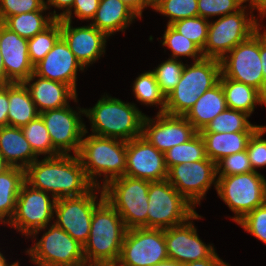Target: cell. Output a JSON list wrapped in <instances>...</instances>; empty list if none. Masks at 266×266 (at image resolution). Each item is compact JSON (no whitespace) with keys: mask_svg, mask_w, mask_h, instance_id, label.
I'll return each instance as SVG.
<instances>
[{"mask_svg":"<svg viewBox=\"0 0 266 266\" xmlns=\"http://www.w3.org/2000/svg\"><path fill=\"white\" fill-rule=\"evenodd\" d=\"M220 60L202 58L194 61L191 67L184 65L180 81L166 96L165 113L185 116L195 102L220 79Z\"/></svg>","mask_w":266,"mask_h":266,"instance_id":"5","label":"cell"},{"mask_svg":"<svg viewBox=\"0 0 266 266\" xmlns=\"http://www.w3.org/2000/svg\"><path fill=\"white\" fill-rule=\"evenodd\" d=\"M164 154L167 169L174 165L193 163L207 158L205 143L199 132L187 142L175 145Z\"/></svg>","mask_w":266,"mask_h":266,"instance_id":"33","label":"cell"},{"mask_svg":"<svg viewBox=\"0 0 266 266\" xmlns=\"http://www.w3.org/2000/svg\"><path fill=\"white\" fill-rule=\"evenodd\" d=\"M38 78L31 85L30 81H24L23 84L27 87L37 110L39 107V113L65 107L69 105V99L77 102V93L69 85L42 77Z\"/></svg>","mask_w":266,"mask_h":266,"instance_id":"23","label":"cell"},{"mask_svg":"<svg viewBox=\"0 0 266 266\" xmlns=\"http://www.w3.org/2000/svg\"><path fill=\"white\" fill-rule=\"evenodd\" d=\"M100 0H74V14L79 19H93L99 7Z\"/></svg>","mask_w":266,"mask_h":266,"instance_id":"46","label":"cell"},{"mask_svg":"<svg viewBox=\"0 0 266 266\" xmlns=\"http://www.w3.org/2000/svg\"><path fill=\"white\" fill-rule=\"evenodd\" d=\"M56 199L47 192L35 189L24 182L21 186L15 213L7 224L19 230L23 235L34 236L38 231L47 228L54 214Z\"/></svg>","mask_w":266,"mask_h":266,"instance_id":"13","label":"cell"},{"mask_svg":"<svg viewBox=\"0 0 266 266\" xmlns=\"http://www.w3.org/2000/svg\"><path fill=\"white\" fill-rule=\"evenodd\" d=\"M99 187H93L88 193L78 197H63L56 199L54 212L58 227L65 230L81 245L88 241L94 209L105 199L103 189L100 191V201L93 192Z\"/></svg>","mask_w":266,"mask_h":266,"instance_id":"14","label":"cell"},{"mask_svg":"<svg viewBox=\"0 0 266 266\" xmlns=\"http://www.w3.org/2000/svg\"><path fill=\"white\" fill-rule=\"evenodd\" d=\"M25 182V169L11 166L0 174V222L12 219L22 184ZM9 217L5 219V217ZM6 221H5V220Z\"/></svg>","mask_w":266,"mask_h":266,"instance_id":"30","label":"cell"},{"mask_svg":"<svg viewBox=\"0 0 266 266\" xmlns=\"http://www.w3.org/2000/svg\"><path fill=\"white\" fill-rule=\"evenodd\" d=\"M243 0H197L198 16L207 19L212 16H225L243 7Z\"/></svg>","mask_w":266,"mask_h":266,"instance_id":"41","label":"cell"},{"mask_svg":"<svg viewBox=\"0 0 266 266\" xmlns=\"http://www.w3.org/2000/svg\"><path fill=\"white\" fill-rule=\"evenodd\" d=\"M71 23V21L61 19V37L85 68L105 53L104 46H106L108 36L91 24L73 28Z\"/></svg>","mask_w":266,"mask_h":266,"instance_id":"22","label":"cell"},{"mask_svg":"<svg viewBox=\"0 0 266 266\" xmlns=\"http://www.w3.org/2000/svg\"><path fill=\"white\" fill-rule=\"evenodd\" d=\"M217 178V193L235 213L236 223L266 203V179L257 171Z\"/></svg>","mask_w":266,"mask_h":266,"instance_id":"8","label":"cell"},{"mask_svg":"<svg viewBox=\"0 0 266 266\" xmlns=\"http://www.w3.org/2000/svg\"><path fill=\"white\" fill-rule=\"evenodd\" d=\"M167 175L164 153L142 136L126 141L125 176L154 182L166 180Z\"/></svg>","mask_w":266,"mask_h":266,"instance_id":"18","label":"cell"},{"mask_svg":"<svg viewBox=\"0 0 266 266\" xmlns=\"http://www.w3.org/2000/svg\"><path fill=\"white\" fill-rule=\"evenodd\" d=\"M9 84L0 85V127L8 126Z\"/></svg>","mask_w":266,"mask_h":266,"instance_id":"48","label":"cell"},{"mask_svg":"<svg viewBox=\"0 0 266 266\" xmlns=\"http://www.w3.org/2000/svg\"><path fill=\"white\" fill-rule=\"evenodd\" d=\"M60 37L61 19H56L44 31L28 39V54L33 66L46 56Z\"/></svg>","mask_w":266,"mask_h":266,"instance_id":"35","label":"cell"},{"mask_svg":"<svg viewBox=\"0 0 266 266\" xmlns=\"http://www.w3.org/2000/svg\"><path fill=\"white\" fill-rule=\"evenodd\" d=\"M237 224L266 243V203L245 215Z\"/></svg>","mask_w":266,"mask_h":266,"instance_id":"43","label":"cell"},{"mask_svg":"<svg viewBox=\"0 0 266 266\" xmlns=\"http://www.w3.org/2000/svg\"><path fill=\"white\" fill-rule=\"evenodd\" d=\"M25 182L52 198L78 197L94 186L85 174L78 155H58L35 160L25 169Z\"/></svg>","mask_w":266,"mask_h":266,"instance_id":"1","label":"cell"},{"mask_svg":"<svg viewBox=\"0 0 266 266\" xmlns=\"http://www.w3.org/2000/svg\"><path fill=\"white\" fill-rule=\"evenodd\" d=\"M246 7L209 23L207 40L202 49L205 58L221 60L259 29L257 19L252 14L251 18L246 15Z\"/></svg>","mask_w":266,"mask_h":266,"instance_id":"9","label":"cell"},{"mask_svg":"<svg viewBox=\"0 0 266 266\" xmlns=\"http://www.w3.org/2000/svg\"><path fill=\"white\" fill-rule=\"evenodd\" d=\"M0 51L3 55L5 84L23 83L33 73L28 54V39L19 36L0 22Z\"/></svg>","mask_w":266,"mask_h":266,"instance_id":"20","label":"cell"},{"mask_svg":"<svg viewBox=\"0 0 266 266\" xmlns=\"http://www.w3.org/2000/svg\"><path fill=\"white\" fill-rule=\"evenodd\" d=\"M26 252L38 266H80L86 263L83 245L55 223Z\"/></svg>","mask_w":266,"mask_h":266,"instance_id":"10","label":"cell"},{"mask_svg":"<svg viewBox=\"0 0 266 266\" xmlns=\"http://www.w3.org/2000/svg\"><path fill=\"white\" fill-rule=\"evenodd\" d=\"M164 16L170 17L168 24L198 16L197 0H165L157 9Z\"/></svg>","mask_w":266,"mask_h":266,"instance_id":"40","label":"cell"},{"mask_svg":"<svg viewBox=\"0 0 266 266\" xmlns=\"http://www.w3.org/2000/svg\"><path fill=\"white\" fill-rule=\"evenodd\" d=\"M21 130L32 147L33 152L37 156L40 154H48L47 157H55L60 155L53 148L51 137L40 115L34 120H31L27 125L21 127Z\"/></svg>","mask_w":266,"mask_h":266,"instance_id":"34","label":"cell"},{"mask_svg":"<svg viewBox=\"0 0 266 266\" xmlns=\"http://www.w3.org/2000/svg\"><path fill=\"white\" fill-rule=\"evenodd\" d=\"M85 174L94 187H104L110 181L122 177L126 171V141L89 135L82 138L77 154ZM105 175V181L100 186L94 177ZM96 175V176H95Z\"/></svg>","mask_w":266,"mask_h":266,"instance_id":"4","label":"cell"},{"mask_svg":"<svg viewBox=\"0 0 266 266\" xmlns=\"http://www.w3.org/2000/svg\"><path fill=\"white\" fill-rule=\"evenodd\" d=\"M163 39L162 45L172 50L173 59H177L180 56H189L194 61H198L204 58L202 49L193 41L180 34L171 25H167Z\"/></svg>","mask_w":266,"mask_h":266,"instance_id":"37","label":"cell"},{"mask_svg":"<svg viewBox=\"0 0 266 266\" xmlns=\"http://www.w3.org/2000/svg\"><path fill=\"white\" fill-rule=\"evenodd\" d=\"M169 181H149L147 228L167 229L201 218Z\"/></svg>","mask_w":266,"mask_h":266,"instance_id":"7","label":"cell"},{"mask_svg":"<svg viewBox=\"0 0 266 266\" xmlns=\"http://www.w3.org/2000/svg\"><path fill=\"white\" fill-rule=\"evenodd\" d=\"M199 133L204 140L207 157L217 163L226 156L246 150L254 132Z\"/></svg>","mask_w":266,"mask_h":266,"instance_id":"27","label":"cell"},{"mask_svg":"<svg viewBox=\"0 0 266 266\" xmlns=\"http://www.w3.org/2000/svg\"><path fill=\"white\" fill-rule=\"evenodd\" d=\"M11 165L5 160L3 155L0 153V174L8 170Z\"/></svg>","mask_w":266,"mask_h":266,"instance_id":"56","label":"cell"},{"mask_svg":"<svg viewBox=\"0 0 266 266\" xmlns=\"http://www.w3.org/2000/svg\"><path fill=\"white\" fill-rule=\"evenodd\" d=\"M246 1H250V9L252 10L256 8L259 11V15L261 17H264V15H266V0H243L244 3Z\"/></svg>","mask_w":266,"mask_h":266,"instance_id":"52","label":"cell"},{"mask_svg":"<svg viewBox=\"0 0 266 266\" xmlns=\"http://www.w3.org/2000/svg\"><path fill=\"white\" fill-rule=\"evenodd\" d=\"M171 26L197 44L201 49L204 48L209 28V21L207 19L200 16L189 17L175 21Z\"/></svg>","mask_w":266,"mask_h":266,"instance_id":"38","label":"cell"},{"mask_svg":"<svg viewBox=\"0 0 266 266\" xmlns=\"http://www.w3.org/2000/svg\"><path fill=\"white\" fill-rule=\"evenodd\" d=\"M136 17L139 16L120 0H100L94 22L90 24L109 37L116 31H123Z\"/></svg>","mask_w":266,"mask_h":266,"instance_id":"25","label":"cell"},{"mask_svg":"<svg viewBox=\"0 0 266 266\" xmlns=\"http://www.w3.org/2000/svg\"><path fill=\"white\" fill-rule=\"evenodd\" d=\"M155 119L154 121L145 115L142 124V137L162 153L175 145L187 142L197 133L184 116L158 112Z\"/></svg>","mask_w":266,"mask_h":266,"instance_id":"17","label":"cell"},{"mask_svg":"<svg viewBox=\"0 0 266 266\" xmlns=\"http://www.w3.org/2000/svg\"><path fill=\"white\" fill-rule=\"evenodd\" d=\"M44 0H0V22L7 17L41 10Z\"/></svg>","mask_w":266,"mask_h":266,"instance_id":"45","label":"cell"},{"mask_svg":"<svg viewBox=\"0 0 266 266\" xmlns=\"http://www.w3.org/2000/svg\"><path fill=\"white\" fill-rule=\"evenodd\" d=\"M19 262H14L11 265H8L3 254L0 252V266H16Z\"/></svg>","mask_w":266,"mask_h":266,"instance_id":"57","label":"cell"},{"mask_svg":"<svg viewBox=\"0 0 266 266\" xmlns=\"http://www.w3.org/2000/svg\"><path fill=\"white\" fill-rule=\"evenodd\" d=\"M249 116L243 111L226 108L200 132H255L260 126L252 125L247 119Z\"/></svg>","mask_w":266,"mask_h":266,"instance_id":"32","label":"cell"},{"mask_svg":"<svg viewBox=\"0 0 266 266\" xmlns=\"http://www.w3.org/2000/svg\"><path fill=\"white\" fill-rule=\"evenodd\" d=\"M168 259L165 229H127L115 266H151Z\"/></svg>","mask_w":266,"mask_h":266,"instance_id":"11","label":"cell"},{"mask_svg":"<svg viewBox=\"0 0 266 266\" xmlns=\"http://www.w3.org/2000/svg\"><path fill=\"white\" fill-rule=\"evenodd\" d=\"M40 115L23 83H9L8 126L23 127Z\"/></svg>","mask_w":266,"mask_h":266,"instance_id":"29","label":"cell"},{"mask_svg":"<svg viewBox=\"0 0 266 266\" xmlns=\"http://www.w3.org/2000/svg\"><path fill=\"white\" fill-rule=\"evenodd\" d=\"M165 0H144L145 8L151 6L155 10L164 2Z\"/></svg>","mask_w":266,"mask_h":266,"instance_id":"55","label":"cell"},{"mask_svg":"<svg viewBox=\"0 0 266 266\" xmlns=\"http://www.w3.org/2000/svg\"><path fill=\"white\" fill-rule=\"evenodd\" d=\"M78 115L79 113L72 110L70 105L40 113L53 148L60 155H68L70 150H73L74 155L79 153L82 137L86 136L88 131L80 120L81 116Z\"/></svg>","mask_w":266,"mask_h":266,"instance_id":"16","label":"cell"},{"mask_svg":"<svg viewBox=\"0 0 266 266\" xmlns=\"http://www.w3.org/2000/svg\"><path fill=\"white\" fill-rule=\"evenodd\" d=\"M216 176V163L207 157L205 160L170 167L167 180L195 207L200 204L212 183L217 188Z\"/></svg>","mask_w":266,"mask_h":266,"instance_id":"15","label":"cell"},{"mask_svg":"<svg viewBox=\"0 0 266 266\" xmlns=\"http://www.w3.org/2000/svg\"><path fill=\"white\" fill-rule=\"evenodd\" d=\"M102 189L105 199L119 213L127 229L147 228L148 180L124 175Z\"/></svg>","mask_w":266,"mask_h":266,"instance_id":"6","label":"cell"},{"mask_svg":"<svg viewBox=\"0 0 266 266\" xmlns=\"http://www.w3.org/2000/svg\"><path fill=\"white\" fill-rule=\"evenodd\" d=\"M260 59L263 69V95L266 97V31L260 33Z\"/></svg>","mask_w":266,"mask_h":266,"instance_id":"49","label":"cell"},{"mask_svg":"<svg viewBox=\"0 0 266 266\" xmlns=\"http://www.w3.org/2000/svg\"><path fill=\"white\" fill-rule=\"evenodd\" d=\"M133 92L138 101L146 105H160L159 113H165L166 96L160 91L152 71L144 72L136 78Z\"/></svg>","mask_w":266,"mask_h":266,"instance_id":"36","label":"cell"},{"mask_svg":"<svg viewBox=\"0 0 266 266\" xmlns=\"http://www.w3.org/2000/svg\"><path fill=\"white\" fill-rule=\"evenodd\" d=\"M80 266H112V265H106V264H83V265H80Z\"/></svg>","mask_w":266,"mask_h":266,"instance_id":"58","label":"cell"},{"mask_svg":"<svg viewBox=\"0 0 266 266\" xmlns=\"http://www.w3.org/2000/svg\"><path fill=\"white\" fill-rule=\"evenodd\" d=\"M78 68L84 70L65 40L60 37L46 56L34 66V73L26 81L42 77L65 83L76 92Z\"/></svg>","mask_w":266,"mask_h":266,"instance_id":"19","label":"cell"},{"mask_svg":"<svg viewBox=\"0 0 266 266\" xmlns=\"http://www.w3.org/2000/svg\"><path fill=\"white\" fill-rule=\"evenodd\" d=\"M0 85H5V69L3 64V55L0 51Z\"/></svg>","mask_w":266,"mask_h":266,"instance_id":"54","label":"cell"},{"mask_svg":"<svg viewBox=\"0 0 266 266\" xmlns=\"http://www.w3.org/2000/svg\"><path fill=\"white\" fill-rule=\"evenodd\" d=\"M74 0H47V2H45V6L47 8H49L48 6H54L57 8H61L64 9L66 8L62 13L60 14H56V11L54 10L53 14L50 13L51 15H53V17L55 19H63V20H67V21H71L72 22V6H73ZM48 4V5H47Z\"/></svg>","mask_w":266,"mask_h":266,"instance_id":"47","label":"cell"},{"mask_svg":"<svg viewBox=\"0 0 266 266\" xmlns=\"http://www.w3.org/2000/svg\"><path fill=\"white\" fill-rule=\"evenodd\" d=\"M0 153L11 166L23 169L37 160V155L33 152L20 127H0Z\"/></svg>","mask_w":266,"mask_h":266,"instance_id":"24","label":"cell"},{"mask_svg":"<svg viewBox=\"0 0 266 266\" xmlns=\"http://www.w3.org/2000/svg\"><path fill=\"white\" fill-rule=\"evenodd\" d=\"M226 108L225 94L218 82L195 102L184 117L200 132Z\"/></svg>","mask_w":266,"mask_h":266,"instance_id":"26","label":"cell"},{"mask_svg":"<svg viewBox=\"0 0 266 266\" xmlns=\"http://www.w3.org/2000/svg\"><path fill=\"white\" fill-rule=\"evenodd\" d=\"M229 55H225L220 60L221 75L253 86L263 94L260 28L248 39L235 46Z\"/></svg>","mask_w":266,"mask_h":266,"instance_id":"12","label":"cell"},{"mask_svg":"<svg viewBox=\"0 0 266 266\" xmlns=\"http://www.w3.org/2000/svg\"><path fill=\"white\" fill-rule=\"evenodd\" d=\"M47 9L44 6L38 11L9 16L2 23L19 36L30 39L37 33L44 31L56 20L50 15L42 16L43 11Z\"/></svg>","mask_w":266,"mask_h":266,"instance_id":"31","label":"cell"},{"mask_svg":"<svg viewBox=\"0 0 266 266\" xmlns=\"http://www.w3.org/2000/svg\"><path fill=\"white\" fill-rule=\"evenodd\" d=\"M126 232L123 219L104 199L93 211L90 235L83 246L85 262L115 266Z\"/></svg>","mask_w":266,"mask_h":266,"instance_id":"2","label":"cell"},{"mask_svg":"<svg viewBox=\"0 0 266 266\" xmlns=\"http://www.w3.org/2000/svg\"><path fill=\"white\" fill-rule=\"evenodd\" d=\"M222 169V170H221ZM253 171L246 150L224 157L216 163L218 177L239 175Z\"/></svg>","mask_w":266,"mask_h":266,"instance_id":"42","label":"cell"},{"mask_svg":"<svg viewBox=\"0 0 266 266\" xmlns=\"http://www.w3.org/2000/svg\"><path fill=\"white\" fill-rule=\"evenodd\" d=\"M129 6L139 17L142 16V10L145 8L144 0H120Z\"/></svg>","mask_w":266,"mask_h":266,"instance_id":"51","label":"cell"},{"mask_svg":"<svg viewBox=\"0 0 266 266\" xmlns=\"http://www.w3.org/2000/svg\"><path fill=\"white\" fill-rule=\"evenodd\" d=\"M79 110L90 119L93 135L124 141L142 136L145 115L131 103L104 95L93 108Z\"/></svg>","mask_w":266,"mask_h":266,"instance_id":"3","label":"cell"},{"mask_svg":"<svg viewBox=\"0 0 266 266\" xmlns=\"http://www.w3.org/2000/svg\"><path fill=\"white\" fill-rule=\"evenodd\" d=\"M266 132V126H260L250 137L246 152L253 171L258 167L266 166V139L262 135Z\"/></svg>","mask_w":266,"mask_h":266,"instance_id":"44","label":"cell"},{"mask_svg":"<svg viewBox=\"0 0 266 266\" xmlns=\"http://www.w3.org/2000/svg\"><path fill=\"white\" fill-rule=\"evenodd\" d=\"M165 241L168 258L182 264L210 258L215 253L214 247L200 240L190 221L165 229Z\"/></svg>","mask_w":266,"mask_h":266,"instance_id":"21","label":"cell"},{"mask_svg":"<svg viewBox=\"0 0 266 266\" xmlns=\"http://www.w3.org/2000/svg\"><path fill=\"white\" fill-rule=\"evenodd\" d=\"M177 60L178 59L170 58L152 71L159 84L160 91L165 96H167L180 81L184 64Z\"/></svg>","mask_w":266,"mask_h":266,"instance_id":"39","label":"cell"},{"mask_svg":"<svg viewBox=\"0 0 266 266\" xmlns=\"http://www.w3.org/2000/svg\"><path fill=\"white\" fill-rule=\"evenodd\" d=\"M151 266H184V264L168 258L164 261H161V262L154 264V265H151Z\"/></svg>","mask_w":266,"mask_h":266,"instance_id":"53","label":"cell"},{"mask_svg":"<svg viewBox=\"0 0 266 266\" xmlns=\"http://www.w3.org/2000/svg\"><path fill=\"white\" fill-rule=\"evenodd\" d=\"M184 266H229L220 259L215 252L210 258L185 263Z\"/></svg>","mask_w":266,"mask_h":266,"instance_id":"50","label":"cell"},{"mask_svg":"<svg viewBox=\"0 0 266 266\" xmlns=\"http://www.w3.org/2000/svg\"><path fill=\"white\" fill-rule=\"evenodd\" d=\"M219 82L223 88L227 108L239 110L251 115L255 104H265L266 97L253 86L220 75Z\"/></svg>","mask_w":266,"mask_h":266,"instance_id":"28","label":"cell"}]
</instances>
